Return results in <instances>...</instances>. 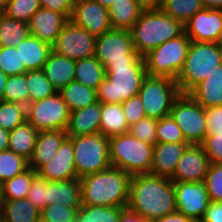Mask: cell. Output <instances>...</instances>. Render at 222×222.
<instances>
[{
	"instance_id": "37",
	"label": "cell",
	"mask_w": 222,
	"mask_h": 222,
	"mask_svg": "<svg viewBox=\"0 0 222 222\" xmlns=\"http://www.w3.org/2000/svg\"><path fill=\"white\" fill-rule=\"evenodd\" d=\"M26 81L29 87L30 103L50 97L57 92L46 78L43 69L27 71Z\"/></svg>"
},
{
	"instance_id": "34",
	"label": "cell",
	"mask_w": 222,
	"mask_h": 222,
	"mask_svg": "<svg viewBox=\"0 0 222 222\" xmlns=\"http://www.w3.org/2000/svg\"><path fill=\"white\" fill-rule=\"evenodd\" d=\"M203 8L201 0H162L160 7L168 16L183 24Z\"/></svg>"
},
{
	"instance_id": "20",
	"label": "cell",
	"mask_w": 222,
	"mask_h": 222,
	"mask_svg": "<svg viewBox=\"0 0 222 222\" xmlns=\"http://www.w3.org/2000/svg\"><path fill=\"white\" fill-rule=\"evenodd\" d=\"M188 143H156L150 174L171 179Z\"/></svg>"
},
{
	"instance_id": "46",
	"label": "cell",
	"mask_w": 222,
	"mask_h": 222,
	"mask_svg": "<svg viewBox=\"0 0 222 222\" xmlns=\"http://www.w3.org/2000/svg\"><path fill=\"white\" fill-rule=\"evenodd\" d=\"M157 119L144 117L129 128V133L144 143L156 144Z\"/></svg>"
},
{
	"instance_id": "63",
	"label": "cell",
	"mask_w": 222,
	"mask_h": 222,
	"mask_svg": "<svg viewBox=\"0 0 222 222\" xmlns=\"http://www.w3.org/2000/svg\"><path fill=\"white\" fill-rule=\"evenodd\" d=\"M8 0H0V11L3 12L6 8Z\"/></svg>"
},
{
	"instance_id": "12",
	"label": "cell",
	"mask_w": 222,
	"mask_h": 222,
	"mask_svg": "<svg viewBox=\"0 0 222 222\" xmlns=\"http://www.w3.org/2000/svg\"><path fill=\"white\" fill-rule=\"evenodd\" d=\"M170 115L181 129L188 144H202L206 138L205 108L189 94H180L174 101Z\"/></svg>"
},
{
	"instance_id": "11",
	"label": "cell",
	"mask_w": 222,
	"mask_h": 222,
	"mask_svg": "<svg viewBox=\"0 0 222 222\" xmlns=\"http://www.w3.org/2000/svg\"><path fill=\"white\" fill-rule=\"evenodd\" d=\"M70 109L59 92L27 105V121L38 131H66Z\"/></svg>"
},
{
	"instance_id": "8",
	"label": "cell",
	"mask_w": 222,
	"mask_h": 222,
	"mask_svg": "<svg viewBox=\"0 0 222 222\" xmlns=\"http://www.w3.org/2000/svg\"><path fill=\"white\" fill-rule=\"evenodd\" d=\"M69 138L72 140L77 178L111 167L108 137L96 133Z\"/></svg>"
},
{
	"instance_id": "38",
	"label": "cell",
	"mask_w": 222,
	"mask_h": 222,
	"mask_svg": "<svg viewBox=\"0 0 222 222\" xmlns=\"http://www.w3.org/2000/svg\"><path fill=\"white\" fill-rule=\"evenodd\" d=\"M27 106L22 103L0 101V127L12 131L27 120Z\"/></svg>"
},
{
	"instance_id": "24",
	"label": "cell",
	"mask_w": 222,
	"mask_h": 222,
	"mask_svg": "<svg viewBox=\"0 0 222 222\" xmlns=\"http://www.w3.org/2000/svg\"><path fill=\"white\" fill-rule=\"evenodd\" d=\"M188 94L204 108L222 105V64Z\"/></svg>"
},
{
	"instance_id": "28",
	"label": "cell",
	"mask_w": 222,
	"mask_h": 222,
	"mask_svg": "<svg viewBox=\"0 0 222 222\" xmlns=\"http://www.w3.org/2000/svg\"><path fill=\"white\" fill-rule=\"evenodd\" d=\"M38 132L26 120L10 131L8 149L29 161L36 145Z\"/></svg>"
},
{
	"instance_id": "10",
	"label": "cell",
	"mask_w": 222,
	"mask_h": 222,
	"mask_svg": "<svg viewBox=\"0 0 222 222\" xmlns=\"http://www.w3.org/2000/svg\"><path fill=\"white\" fill-rule=\"evenodd\" d=\"M95 57L106 68L121 63H145L134 50L130 30L111 28L96 38Z\"/></svg>"
},
{
	"instance_id": "43",
	"label": "cell",
	"mask_w": 222,
	"mask_h": 222,
	"mask_svg": "<svg viewBox=\"0 0 222 222\" xmlns=\"http://www.w3.org/2000/svg\"><path fill=\"white\" fill-rule=\"evenodd\" d=\"M0 69L7 75L25 74L27 70L21 64L19 48L0 47Z\"/></svg>"
},
{
	"instance_id": "22",
	"label": "cell",
	"mask_w": 222,
	"mask_h": 222,
	"mask_svg": "<svg viewBox=\"0 0 222 222\" xmlns=\"http://www.w3.org/2000/svg\"><path fill=\"white\" fill-rule=\"evenodd\" d=\"M100 120L101 103L98 101L70 113L66 134L68 137H75L99 133Z\"/></svg>"
},
{
	"instance_id": "59",
	"label": "cell",
	"mask_w": 222,
	"mask_h": 222,
	"mask_svg": "<svg viewBox=\"0 0 222 222\" xmlns=\"http://www.w3.org/2000/svg\"><path fill=\"white\" fill-rule=\"evenodd\" d=\"M4 204H5V198H4L3 186L2 183L0 182V218L2 217Z\"/></svg>"
},
{
	"instance_id": "48",
	"label": "cell",
	"mask_w": 222,
	"mask_h": 222,
	"mask_svg": "<svg viewBox=\"0 0 222 222\" xmlns=\"http://www.w3.org/2000/svg\"><path fill=\"white\" fill-rule=\"evenodd\" d=\"M122 107L129 127L146 117L141 99L138 95L123 101Z\"/></svg>"
},
{
	"instance_id": "60",
	"label": "cell",
	"mask_w": 222,
	"mask_h": 222,
	"mask_svg": "<svg viewBox=\"0 0 222 222\" xmlns=\"http://www.w3.org/2000/svg\"><path fill=\"white\" fill-rule=\"evenodd\" d=\"M98 3H100L104 8H109L112 4L119 0H96Z\"/></svg>"
},
{
	"instance_id": "39",
	"label": "cell",
	"mask_w": 222,
	"mask_h": 222,
	"mask_svg": "<svg viewBox=\"0 0 222 222\" xmlns=\"http://www.w3.org/2000/svg\"><path fill=\"white\" fill-rule=\"evenodd\" d=\"M29 168L28 160L7 149L0 151V182L3 183Z\"/></svg>"
},
{
	"instance_id": "44",
	"label": "cell",
	"mask_w": 222,
	"mask_h": 222,
	"mask_svg": "<svg viewBox=\"0 0 222 222\" xmlns=\"http://www.w3.org/2000/svg\"><path fill=\"white\" fill-rule=\"evenodd\" d=\"M204 183L210 202H222V164H209Z\"/></svg>"
},
{
	"instance_id": "45",
	"label": "cell",
	"mask_w": 222,
	"mask_h": 222,
	"mask_svg": "<svg viewBox=\"0 0 222 222\" xmlns=\"http://www.w3.org/2000/svg\"><path fill=\"white\" fill-rule=\"evenodd\" d=\"M78 210L61 204L45 206L40 211V222H76Z\"/></svg>"
},
{
	"instance_id": "17",
	"label": "cell",
	"mask_w": 222,
	"mask_h": 222,
	"mask_svg": "<svg viewBox=\"0 0 222 222\" xmlns=\"http://www.w3.org/2000/svg\"><path fill=\"white\" fill-rule=\"evenodd\" d=\"M70 20L96 38L111 29L108 9L96 0L73 8Z\"/></svg>"
},
{
	"instance_id": "64",
	"label": "cell",
	"mask_w": 222,
	"mask_h": 222,
	"mask_svg": "<svg viewBox=\"0 0 222 222\" xmlns=\"http://www.w3.org/2000/svg\"><path fill=\"white\" fill-rule=\"evenodd\" d=\"M219 56L222 64V47H219Z\"/></svg>"
},
{
	"instance_id": "62",
	"label": "cell",
	"mask_w": 222,
	"mask_h": 222,
	"mask_svg": "<svg viewBox=\"0 0 222 222\" xmlns=\"http://www.w3.org/2000/svg\"><path fill=\"white\" fill-rule=\"evenodd\" d=\"M215 44L218 47H222V29H221V31L218 34V37H217V40L215 41Z\"/></svg>"
},
{
	"instance_id": "33",
	"label": "cell",
	"mask_w": 222,
	"mask_h": 222,
	"mask_svg": "<svg viewBox=\"0 0 222 222\" xmlns=\"http://www.w3.org/2000/svg\"><path fill=\"white\" fill-rule=\"evenodd\" d=\"M30 35L28 23L0 14V47H14Z\"/></svg>"
},
{
	"instance_id": "30",
	"label": "cell",
	"mask_w": 222,
	"mask_h": 222,
	"mask_svg": "<svg viewBox=\"0 0 222 222\" xmlns=\"http://www.w3.org/2000/svg\"><path fill=\"white\" fill-rule=\"evenodd\" d=\"M74 73V81L95 90L106 78V69L95 56L75 61Z\"/></svg>"
},
{
	"instance_id": "31",
	"label": "cell",
	"mask_w": 222,
	"mask_h": 222,
	"mask_svg": "<svg viewBox=\"0 0 222 222\" xmlns=\"http://www.w3.org/2000/svg\"><path fill=\"white\" fill-rule=\"evenodd\" d=\"M62 99L70 111H76L98 102L95 89L89 88L79 82L72 81L59 91Z\"/></svg>"
},
{
	"instance_id": "51",
	"label": "cell",
	"mask_w": 222,
	"mask_h": 222,
	"mask_svg": "<svg viewBox=\"0 0 222 222\" xmlns=\"http://www.w3.org/2000/svg\"><path fill=\"white\" fill-rule=\"evenodd\" d=\"M39 2L41 7L61 13L70 20L73 11L70 0H39Z\"/></svg>"
},
{
	"instance_id": "18",
	"label": "cell",
	"mask_w": 222,
	"mask_h": 222,
	"mask_svg": "<svg viewBox=\"0 0 222 222\" xmlns=\"http://www.w3.org/2000/svg\"><path fill=\"white\" fill-rule=\"evenodd\" d=\"M37 175L47 181H68L77 179L72 140L67 137L58 152L43 165Z\"/></svg>"
},
{
	"instance_id": "21",
	"label": "cell",
	"mask_w": 222,
	"mask_h": 222,
	"mask_svg": "<svg viewBox=\"0 0 222 222\" xmlns=\"http://www.w3.org/2000/svg\"><path fill=\"white\" fill-rule=\"evenodd\" d=\"M67 137L64 130L39 131L33 154L28 161L29 167L37 172L55 156Z\"/></svg>"
},
{
	"instance_id": "65",
	"label": "cell",
	"mask_w": 222,
	"mask_h": 222,
	"mask_svg": "<svg viewBox=\"0 0 222 222\" xmlns=\"http://www.w3.org/2000/svg\"><path fill=\"white\" fill-rule=\"evenodd\" d=\"M194 222H203L202 220H194Z\"/></svg>"
},
{
	"instance_id": "32",
	"label": "cell",
	"mask_w": 222,
	"mask_h": 222,
	"mask_svg": "<svg viewBox=\"0 0 222 222\" xmlns=\"http://www.w3.org/2000/svg\"><path fill=\"white\" fill-rule=\"evenodd\" d=\"M1 219L5 222H40V210L27 198L5 200Z\"/></svg>"
},
{
	"instance_id": "52",
	"label": "cell",
	"mask_w": 222,
	"mask_h": 222,
	"mask_svg": "<svg viewBox=\"0 0 222 222\" xmlns=\"http://www.w3.org/2000/svg\"><path fill=\"white\" fill-rule=\"evenodd\" d=\"M201 220L203 222H222V202H210Z\"/></svg>"
},
{
	"instance_id": "6",
	"label": "cell",
	"mask_w": 222,
	"mask_h": 222,
	"mask_svg": "<svg viewBox=\"0 0 222 222\" xmlns=\"http://www.w3.org/2000/svg\"><path fill=\"white\" fill-rule=\"evenodd\" d=\"M221 65L219 47L212 42L191 41L181 72L176 79L182 94H188Z\"/></svg>"
},
{
	"instance_id": "36",
	"label": "cell",
	"mask_w": 222,
	"mask_h": 222,
	"mask_svg": "<svg viewBox=\"0 0 222 222\" xmlns=\"http://www.w3.org/2000/svg\"><path fill=\"white\" fill-rule=\"evenodd\" d=\"M123 208L82 205L77 212L76 222H118Z\"/></svg>"
},
{
	"instance_id": "29",
	"label": "cell",
	"mask_w": 222,
	"mask_h": 222,
	"mask_svg": "<svg viewBox=\"0 0 222 222\" xmlns=\"http://www.w3.org/2000/svg\"><path fill=\"white\" fill-rule=\"evenodd\" d=\"M142 9L134 0H119L108 8L111 28L130 30L137 22Z\"/></svg>"
},
{
	"instance_id": "41",
	"label": "cell",
	"mask_w": 222,
	"mask_h": 222,
	"mask_svg": "<svg viewBox=\"0 0 222 222\" xmlns=\"http://www.w3.org/2000/svg\"><path fill=\"white\" fill-rule=\"evenodd\" d=\"M40 8L39 0H8L2 13L9 18L29 23L31 17Z\"/></svg>"
},
{
	"instance_id": "15",
	"label": "cell",
	"mask_w": 222,
	"mask_h": 222,
	"mask_svg": "<svg viewBox=\"0 0 222 222\" xmlns=\"http://www.w3.org/2000/svg\"><path fill=\"white\" fill-rule=\"evenodd\" d=\"M208 156L202 144H188L175 168L172 181L202 182L209 166Z\"/></svg>"
},
{
	"instance_id": "40",
	"label": "cell",
	"mask_w": 222,
	"mask_h": 222,
	"mask_svg": "<svg viewBox=\"0 0 222 222\" xmlns=\"http://www.w3.org/2000/svg\"><path fill=\"white\" fill-rule=\"evenodd\" d=\"M3 101L22 103L26 106L30 103V94L26 81V73L8 76L3 93Z\"/></svg>"
},
{
	"instance_id": "49",
	"label": "cell",
	"mask_w": 222,
	"mask_h": 222,
	"mask_svg": "<svg viewBox=\"0 0 222 222\" xmlns=\"http://www.w3.org/2000/svg\"><path fill=\"white\" fill-rule=\"evenodd\" d=\"M202 146L208 156L209 163L222 164V133L206 135Z\"/></svg>"
},
{
	"instance_id": "53",
	"label": "cell",
	"mask_w": 222,
	"mask_h": 222,
	"mask_svg": "<svg viewBox=\"0 0 222 222\" xmlns=\"http://www.w3.org/2000/svg\"><path fill=\"white\" fill-rule=\"evenodd\" d=\"M152 222H194L193 218L184 216L181 212L175 211Z\"/></svg>"
},
{
	"instance_id": "47",
	"label": "cell",
	"mask_w": 222,
	"mask_h": 222,
	"mask_svg": "<svg viewBox=\"0 0 222 222\" xmlns=\"http://www.w3.org/2000/svg\"><path fill=\"white\" fill-rule=\"evenodd\" d=\"M48 181L38 175L33 179L27 199L40 211L47 206Z\"/></svg>"
},
{
	"instance_id": "7",
	"label": "cell",
	"mask_w": 222,
	"mask_h": 222,
	"mask_svg": "<svg viewBox=\"0 0 222 222\" xmlns=\"http://www.w3.org/2000/svg\"><path fill=\"white\" fill-rule=\"evenodd\" d=\"M191 40L184 32L143 56L147 75L177 79L181 72Z\"/></svg>"
},
{
	"instance_id": "19",
	"label": "cell",
	"mask_w": 222,
	"mask_h": 222,
	"mask_svg": "<svg viewBox=\"0 0 222 222\" xmlns=\"http://www.w3.org/2000/svg\"><path fill=\"white\" fill-rule=\"evenodd\" d=\"M67 21L63 14L41 7L28 23L29 32L52 46Z\"/></svg>"
},
{
	"instance_id": "27",
	"label": "cell",
	"mask_w": 222,
	"mask_h": 222,
	"mask_svg": "<svg viewBox=\"0 0 222 222\" xmlns=\"http://www.w3.org/2000/svg\"><path fill=\"white\" fill-rule=\"evenodd\" d=\"M122 103H101L99 133L105 137L129 133Z\"/></svg>"
},
{
	"instance_id": "42",
	"label": "cell",
	"mask_w": 222,
	"mask_h": 222,
	"mask_svg": "<svg viewBox=\"0 0 222 222\" xmlns=\"http://www.w3.org/2000/svg\"><path fill=\"white\" fill-rule=\"evenodd\" d=\"M156 143H187L181 129L171 115L158 120Z\"/></svg>"
},
{
	"instance_id": "35",
	"label": "cell",
	"mask_w": 222,
	"mask_h": 222,
	"mask_svg": "<svg viewBox=\"0 0 222 222\" xmlns=\"http://www.w3.org/2000/svg\"><path fill=\"white\" fill-rule=\"evenodd\" d=\"M37 172L28 168L23 173L18 174L2 183L5 200H18L27 198L33 179Z\"/></svg>"
},
{
	"instance_id": "16",
	"label": "cell",
	"mask_w": 222,
	"mask_h": 222,
	"mask_svg": "<svg viewBox=\"0 0 222 222\" xmlns=\"http://www.w3.org/2000/svg\"><path fill=\"white\" fill-rule=\"evenodd\" d=\"M184 27L191 41L215 43L222 29V10L203 8Z\"/></svg>"
},
{
	"instance_id": "56",
	"label": "cell",
	"mask_w": 222,
	"mask_h": 222,
	"mask_svg": "<svg viewBox=\"0 0 222 222\" xmlns=\"http://www.w3.org/2000/svg\"><path fill=\"white\" fill-rule=\"evenodd\" d=\"M10 132L0 127V151L8 149Z\"/></svg>"
},
{
	"instance_id": "2",
	"label": "cell",
	"mask_w": 222,
	"mask_h": 222,
	"mask_svg": "<svg viewBox=\"0 0 222 222\" xmlns=\"http://www.w3.org/2000/svg\"><path fill=\"white\" fill-rule=\"evenodd\" d=\"M131 175L110 167L104 171L80 178L82 205L101 207H126Z\"/></svg>"
},
{
	"instance_id": "4",
	"label": "cell",
	"mask_w": 222,
	"mask_h": 222,
	"mask_svg": "<svg viewBox=\"0 0 222 222\" xmlns=\"http://www.w3.org/2000/svg\"><path fill=\"white\" fill-rule=\"evenodd\" d=\"M106 78L96 89L100 103H122L137 96L147 76L145 63H121L108 65Z\"/></svg>"
},
{
	"instance_id": "50",
	"label": "cell",
	"mask_w": 222,
	"mask_h": 222,
	"mask_svg": "<svg viewBox=\"0 0 222 222\" xmlns=\"http://www.w3.org/2000/svg\"><path fill=\"white\" fill-rule=\"evenodd\" d=\"M206 135L222 133V105L205 108Z\"/></svg>"
},
{
	"instance_id": "58",
	"label": "cell",
	"mask_w": 222,
	"mask_h": 222,
	"mask_svg": "<svg viewBox=\"0 0 222 222\" xmlns=\"http://www.w3.org/2000/svg\"><path fill=\"white\" fill-rule=\"evenodd\" d=\"M7 80L8 76L0 69V101L3 100V93Z\"/></svg>"
},
{
	"instance_id": "25",
	"label": "cell",
	"mask_w": 222,
	"mask_h": 222,
	"mask_svg": "<svg viewBox=\"0 0 222 222\" xmlns=\"http://www.w3.org/2000/svg\"><path fill=\"white\" fill-rule=\"evenodd\" d=\"M74 70V60L56 54L53 51L50 53L48 60L43 66L46 78L51 82L57 92L74 81Z\"/></svg>"
},
{
	"instance_id": "1",
	"label": "cell",
	"mask_w": 222,
	"mask_h": 222,
	"mask_svg": "<svg viewBox=\"0 0 222 222\" xmlns=\"http://www.w3.org/2000/svg\"><path fill=\"white\" fill-rule=\"evenodd\" d=\"M126 207L148 222L177 211L174 182L152 174L131 176Z\"/></svg>"
},
{
	"instance_id": "54",
	"label": "cell",
	"mask_w": 222,
	"mask_h": 222,
	"mask_svg": "<svg viewBox=\"0 0 222 222\" xmlns=\"http://www.w3.org/2000/svg\"><path fill=\"white\" fill-rule=\"evenodd\" d=\"M118 222H148L141 215L136 214L127 207H124L121 211V216Z\"/></svg>"
},
{
	"instance_id": "13",
	"label": "cell",
	"mask_w": 222,
	"mask_h": 222,
	"mask_svg": "<svg viewBox=\"0 0 222 222\" xmlns=\"http://www.w3.org/2000/svg\"><path fill=\"white\" fill-rule=\"evenodd\" d=\"M52 51L74 61L90 58L95 56L96 37L68 20L52 45Z\"/></svg>"
},
{
	"instance_id": "14",
	"label": "cell",
	"mask_w": 222,
	"mask_h": 222,
	"mask_svg": "<svg viewBox=\"0 0 222 222\" xmlns=\"http://www.w3.org/2000/svg\"><path fill=\"white\" fill-rule=\"evenodd\" d=\"M174 182L176 210L184 216L201 220L210 204L204 181Z\"/></svg>"
},
{
	"instance_id": "61",
	"label": "cell",
	"mask_w": 222,
	"mask_h": 222,
	"mask_svg": "<svg viewBox=\"0 0 222 222\" xmlns=\"http://www.w3.org/2000/svg\"><path fill=\"white\" fill-rule=\"evenodd\" d=\"M70 1H71V4H72V7L75 8L79 5L85 4V3L90 2L92 0H70Z\"/></svg>"
},
{
	"instance_id": "3",
	"label": "cell",
	"mask_w": 222,
	"mask_h": 222,
	"mask_svg": "<svg viewBox=\"0 0 222 222\" xmlns=\"http://www.w3.org/2000/svg\"><path fill=\"white\" fill-rule=\"evenodd\" d=\"M185 32L184 24L161 9L142 11L130 29L134 50L142 57L163 43Z\"/></svg>"
},
{
	"instance_id": "55",
	"label": "cell",
	"mask_w": 222,
	"mask_h": 222,
	"mask_svg": "<svg viewBox=\"0 0 222 222\" xmlns=\"http://www.w3.org/2000/svg\"><path fill=\"white\" fill-rule=\"evenodd\" d=\"M134 1L143 11L160 9L162 3V0H134Z\"/></svg>"
},
{
	"instance_id": "23",
	"label": "cell",
	"mask_w": 222,
	"mask_h": 222,
	"mask_svg": "<svg viewBox=\"0 0 222 222\" xmlns=\"http://www.w3.org/2000/svg\"><path fill=\"white\" fill-rule=\"evenodd\" d=\"M61 204L79 210L82 207L80 178L48 181L47 205Z\"/></svg>"
},
{
	"instance_id": "57",
	"label": "cell",
	"mask_w": 222,
	"mask_h": 222,
	"mask_svg": "<svg viewBox=\"0 0 222 222\" xmlns=\"http://www.w3.org/2000/svg\"><path fill=\"white\" fill-rule=\"evenodd\" d=\"M204 8L222 10V0H201Z\"/></svg>"
},
{
	"instance_id": "26",
	"label": "cell",
	"mask_w": 222,
	"mask_h": 222,
	"mask_svg": "<svg viewBox=\"0 0 222 222\" xmlns=\"http://www.w3.org/2000/svg\"><path fill=\"white\" fill-rule=\"evenodd\" d=\"M21 64L27 71L43 69L44 63L52 52V46L42 42L39 38L29 35L19 45Z\"/></svg>"
},
{
	"instance_id": "5",
	"label": "cell",
	"mask_w": 222,
	"mask_h": 222,
	"mask_svg": "<svg viewBox=\"0 0 222 222\" xmlns=\"http://www.w3.org/2000/svg\"><path fill=\"white\" fill-rule=\"evenodd\" d=\"M153 146L136 139L130 133L109 138V160L112 167L129 175L150 174Z\"/></svg>"
},
{
	"instance_id": "9",
	"label": "cell",
	"mask_w": 222,
	"mask_h": 222,
	"mask_svg": "<svg viewBox=\"0 0 222 222\" xmlns=\"http://www.w3.org/2000/svg\"><path fill=\"white\" fill-rule=\"evenodd\" d=\"M180 94L176 80L147 75L142 82L138 96L146 117L159 120L170 115L173 103Z\"/></svg>"
}]
</instances>
